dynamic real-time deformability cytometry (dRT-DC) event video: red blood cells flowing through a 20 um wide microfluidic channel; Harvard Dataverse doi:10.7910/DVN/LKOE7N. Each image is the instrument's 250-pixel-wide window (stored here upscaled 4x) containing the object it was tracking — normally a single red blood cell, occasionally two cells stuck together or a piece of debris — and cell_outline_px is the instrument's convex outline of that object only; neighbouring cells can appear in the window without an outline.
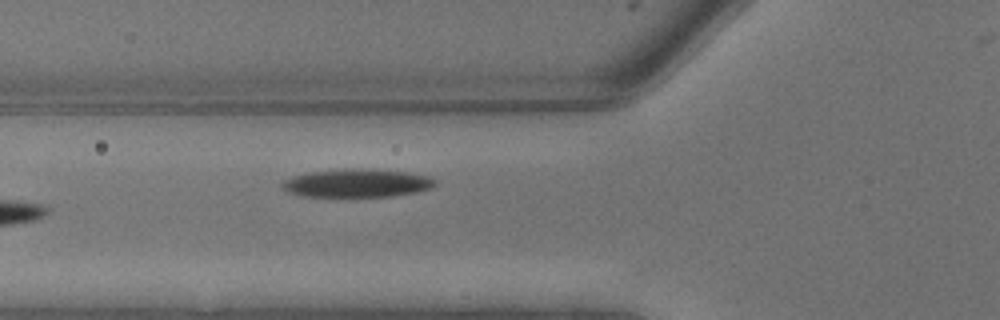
{"species": "common noctule bat (a hibernating species)", "species_latin": "Nyctalus noctula", "temperature_condition": "warm", "stored_images_in_passage": 4, "camera_frame_rate_fps": 3000, "um_per_image_px": 0.085, "animal": {"sex": "male", "body_mass_g": 13.3}, "frame": {"image": 1, "passage_image": 4, "time_ms": 1.0, "image_size_px": [1000, 320], "cell_outline_px": [[436, 184], [428, 188], [416, 192], [392, 196], [300, 196], [288, 192], [280, 184], [284, 180], [296, 176], [312, 172], [348, 168], [352, 168], [408, 172], [428, 176], [436, 180]], "centroid_in_image_um": [30.35, 15.57], "position_along_channel_um": 95.5, "area_um2": 24.74}}